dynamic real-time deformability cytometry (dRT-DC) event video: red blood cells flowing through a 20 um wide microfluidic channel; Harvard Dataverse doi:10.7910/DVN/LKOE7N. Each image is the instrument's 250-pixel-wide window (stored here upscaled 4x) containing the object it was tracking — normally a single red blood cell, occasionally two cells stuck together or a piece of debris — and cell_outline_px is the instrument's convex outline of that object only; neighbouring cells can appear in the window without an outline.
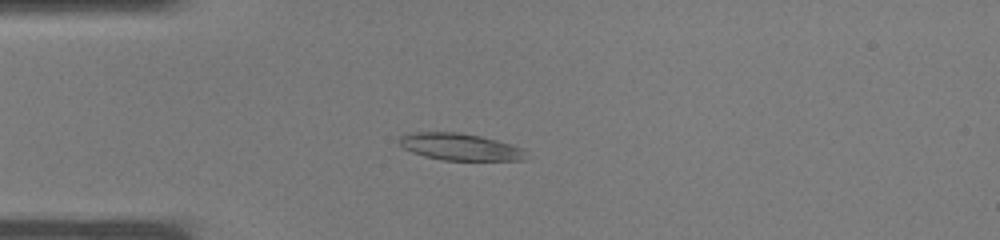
{"species": "common noctule bat (a hibernating species)", "species_latin": "Nyctalus noctula", "temperature_condition": "warm", "stored_images_in_passage": 31, "camera_frame_rate_fps": 3000, "um_per_image_px": 0.085, "animal": {"sex": "male", "body_mass_g": 19.0, "forearm_length_mm": 50.8}, "frame": {"image": 1, "passage_image": 3, "time_ms": 0.667, "image_size_px": [1000, 240], "cell_outline_px": [[524, 160], [444, 160], [424, 156], [412, 152], [404, 148], [396, 140], [400, 136], [412, 132], [460, 132], [480, 136], [496, 140], [524, 148]], "centroid_in_image_um": [39.05, 12.47], "position_along_channel_um": 46.0, "area_um2": 19.83}}
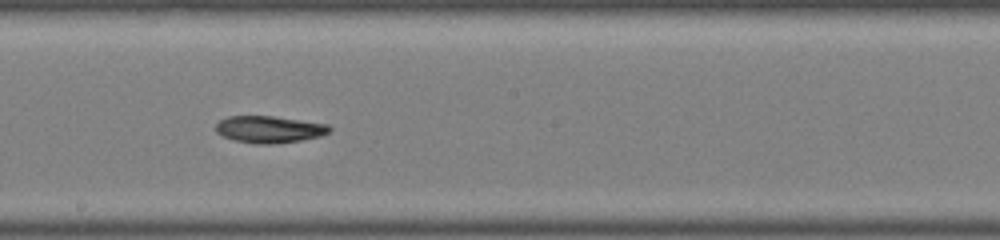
{"frame": {"image": 2, "passage_image": 14, "time_ms": 4.333, "image_size_px": [1000, 240], "cell_outline_px": [[332, 128], [328, 132], [320, 136], [300, 140], [272, 144], [256, 144], [236, 140], [224, 136], [216, 132], [216, 124], [220, 120], [228, 116], [272, 116], [328, 124]], "centroid_in_image_um": [22.88, 10.99], "position_along_channel_um": 225.3, "area_um2": 17.63}}
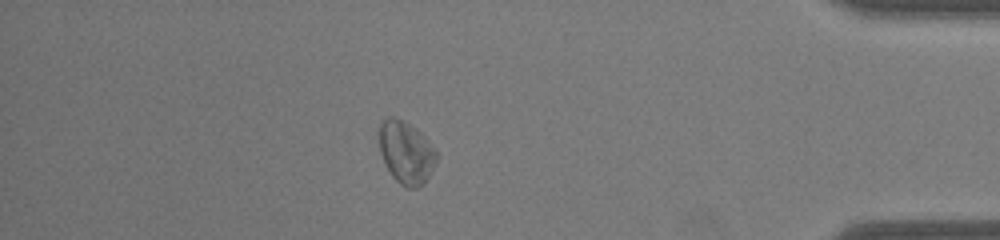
{"frame": {"image": 3, "passage_image": 26, "time_ms": 8.333, "image_size_px": [1000, 240], "cell_outline_px": [[436, 160], [424, 184], [416, 188], [408, 188], [400, 184], [392, 176], [380, 152], [380, 124], [388, 116], [396, 116], [404, 120], [416, 128], [424, 136], [436, 152]], "centroid_in_image_um": [34.51, 12.94], "position_along_channel_um": 400.7, "area_um2": 20.58}}